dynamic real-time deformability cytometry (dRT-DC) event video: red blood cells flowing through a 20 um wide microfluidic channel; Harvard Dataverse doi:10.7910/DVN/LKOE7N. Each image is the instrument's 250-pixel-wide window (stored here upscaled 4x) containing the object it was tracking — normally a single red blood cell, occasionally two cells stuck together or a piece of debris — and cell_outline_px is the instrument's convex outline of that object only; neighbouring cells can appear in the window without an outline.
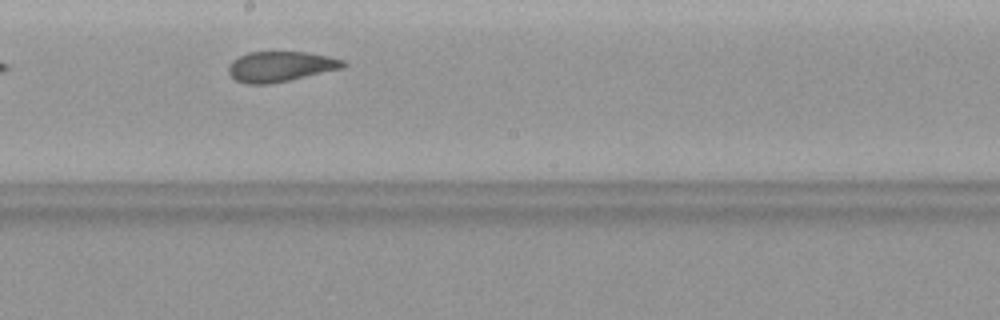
{"species": "common noctule bat (a hibernating species)", "species_latin": "Nyctalus noctula", "temperature_condition": "warm", "stored_images_in_passage": 7, "camera_frame_rate_fps": 3000, "um_per_image_px": 0.085, "animal": {"sex": "female", "body_mass_g": 19.9}, "frame": {"image": 1, "passage_image": 6, "time_ms": 7.0, "image_size_px": [1000, 320], "cell_outline_px": [[348, 64], [344, 68], [288, 80], [268, 84], [248, 84], [236, 80], [228, 72], [228, 68], [232, 60], [248, 52], [308, 52], [328, 56], [344, 60]], "centroid_in_image_um": [23.86, 5.65], "position_along_channel_um": 224.3, "area_um2": 20.17}}
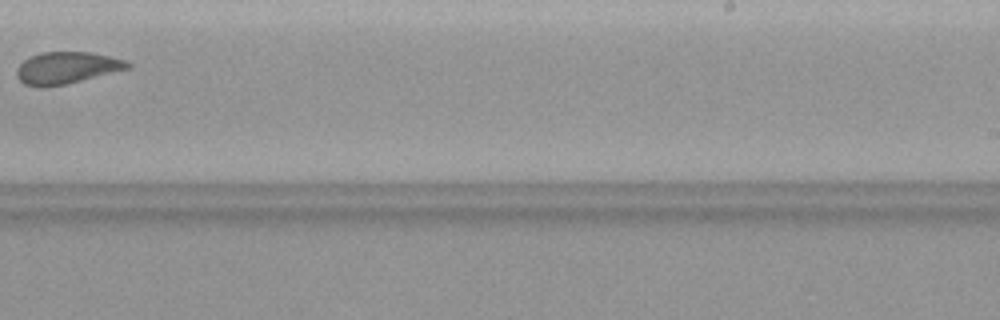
{"frame": {"image": 2, "passage_image": 7, "time_ms": 8.333, "image_size_px": [1000, 320], "cell_outline_px": [[132, 68], [64, 84], [24, 84], [16, 76], [16, 68], [28, 56], [40, 52], [92, 52], [124, 60], [132, 64]], "centroid_in_image_um": [5.7, 5.72], "position_along_channel_um": 283.3, "area_um2": 20.11}}